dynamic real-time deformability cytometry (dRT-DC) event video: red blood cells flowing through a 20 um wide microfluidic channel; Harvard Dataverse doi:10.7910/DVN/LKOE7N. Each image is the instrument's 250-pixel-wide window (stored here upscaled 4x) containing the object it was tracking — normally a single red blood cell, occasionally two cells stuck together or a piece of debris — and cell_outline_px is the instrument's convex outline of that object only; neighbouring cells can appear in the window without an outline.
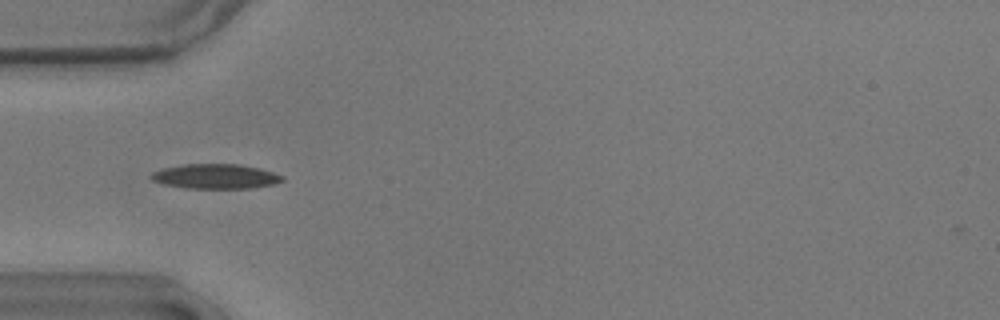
{"species": "common noctule bat (a hibernating species)", "species_latin": "Nyctalus noctula", "temperature_condition": "warm", "stored_images_in_passage": 39, "camera_frame_rate_fps": 3000, "um_per_image_px": 0.085, "animal": {"sex": "male", "body_mass_g": 17.9}, "frame": {"image": 1, "passage_image": 1, "time_ms": 0.0, "image_size_px": [1000, 320], "cell_outline_px": [[284, 180], [276, 184], [252, 188], [184, 188], [164, 184], [152, 180], [148, 176], [152, 172], [164, 168], [184, 164], [240, 164], [260, 168], [284, 176]], "centroid_in_image_um": [18.33, 14.99], "position_along_channel_um": 66.7, "area_um2": 19.02}}
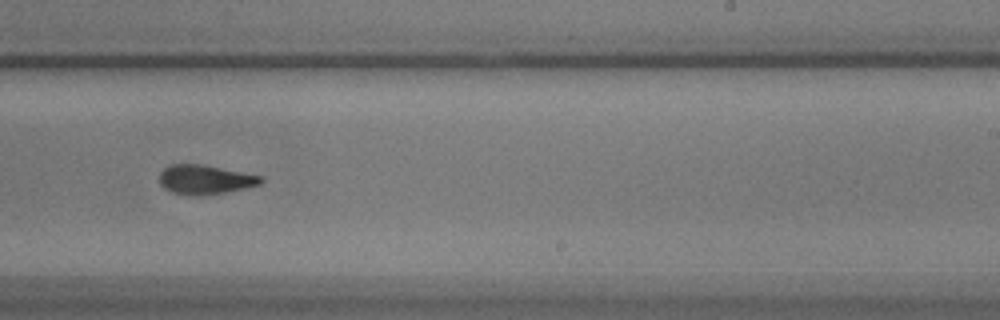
{"frame": {"image": 2, "passage_image": 18, "time_ms": 5.667, "image_size_px": [1000, 320], "cell_outline_px": [[264, 180], [260, 184], [244, 188], [224, 192], [200, 196], [172, 192], [164, 188], [160, 184], [160, 172], [168, 164], [200, 164], [264, 176]], "centroid_in_image_um": [17.43, 15.25], "position_along_channel_um": 271.6, "area_um2": 17.22}}
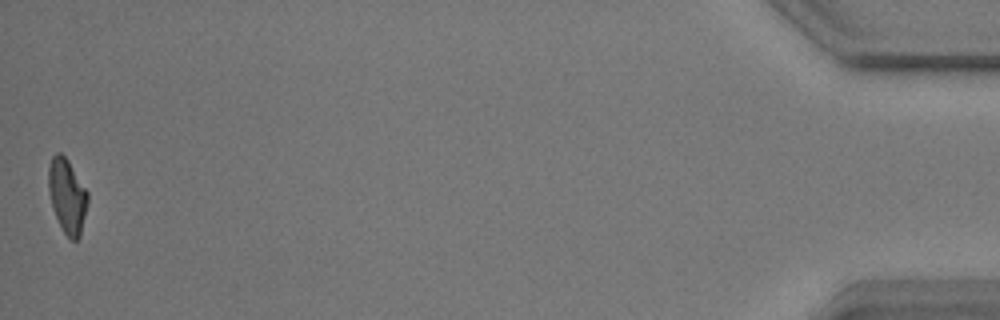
{"frame": {"image": 3, "passage_image": 39, "time_ms": 12.667, "image_size_px": [1000, 320], "cell_outline_px": [[88, 204], [80, 236], [76, 240], [72, 240], [64, 232], [56, 216], [52, 204], [48, 188], [48, 168], [52, 156], [56, 152], [60, 152], [68, 160], [88, 192]], "centroid_in_image_um": [5.72, 16.63], "position_along_channel_um": 429.5, "area_um2": 16.88}, "authors_computed_cell_mechanics": {"area_um2": 17.5134, "velocity_mm_per_s": 3.6131, "shape_relaxation_time_tau1_ms": 9.0386, "shape_relaxation_time_tau2_ms": 3.884, "deformation_change_tau1": 0.2425, "deformation_change_tau2": 0.1216}}